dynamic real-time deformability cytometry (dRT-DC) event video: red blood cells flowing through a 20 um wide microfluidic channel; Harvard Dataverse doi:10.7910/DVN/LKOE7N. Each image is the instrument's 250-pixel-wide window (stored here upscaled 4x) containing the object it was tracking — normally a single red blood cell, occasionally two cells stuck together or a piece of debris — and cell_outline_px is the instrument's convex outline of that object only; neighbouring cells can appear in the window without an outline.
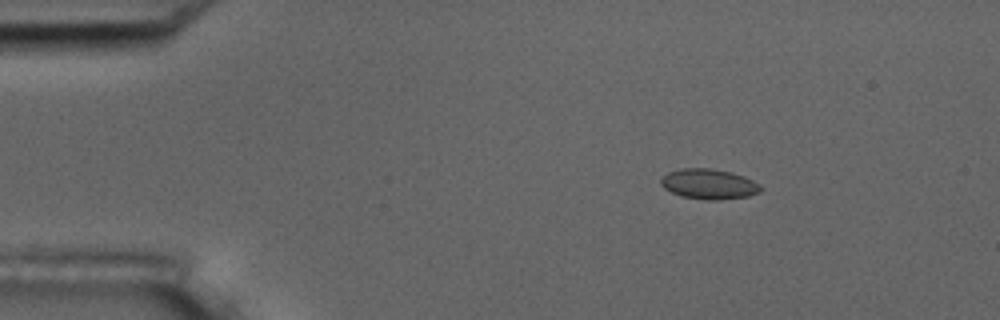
{"species": "common noctule bat (a hibernating species)", "species_latin": "Nyctalus noctula", "temperature_condition": "room temperature", "stored_images_in_passage": 5, "camera_frame_rate_fps": 3000, "um_per_image_px": 0.085, "animal": {"sex": "male", "body_mass_g": 17.5, "forearm_length_mm": 52.3}, "frame": {"image": 1, "passage_image": 2, "time_ms": 1.0, "image_size_px": [1000, 320], "cell_outline_px": [[764, 188], [760, 192], [748, 196], [720, 200], [704, 200], [680, 196], [664, 188], [660, 184], [660, 180], [668, 172], [680, 168], [712, 168], [732, 172], [744, 176], [760, 184]], "centroid_in_image_um": [60.27, 15.64], "position_along_channel_um": 24.7, "area_um2": 17.8}}
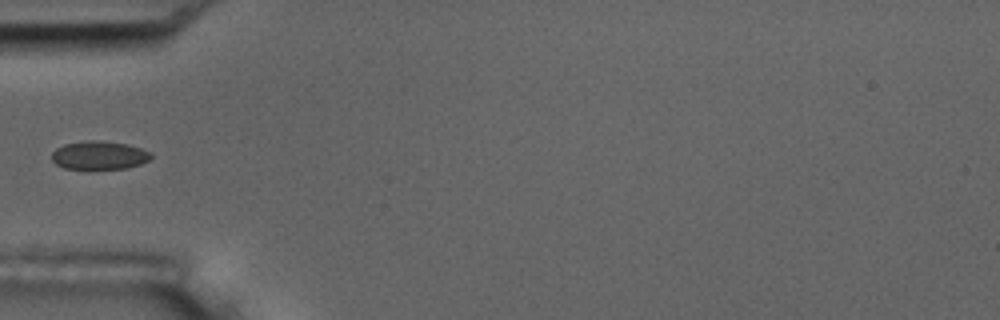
{"frame": {"image": 2, "passage_image": 5, "time_ms": 4.333, "image_size_px": [1000, 320], "cell_outline_px": [[152, 156], [148, 160], [140, 164], [128, 168], [64, 168], [56, 164], [52, 160], [52, 152], [56, 148], [64, 144], [84, 140], [100, 140], [128, 144], [140, 148], [148, 152]], "centroid_in_image_um": [8.4, 13.18], "position_along_channel_um": 76.6, "area_um2": 16.3}}